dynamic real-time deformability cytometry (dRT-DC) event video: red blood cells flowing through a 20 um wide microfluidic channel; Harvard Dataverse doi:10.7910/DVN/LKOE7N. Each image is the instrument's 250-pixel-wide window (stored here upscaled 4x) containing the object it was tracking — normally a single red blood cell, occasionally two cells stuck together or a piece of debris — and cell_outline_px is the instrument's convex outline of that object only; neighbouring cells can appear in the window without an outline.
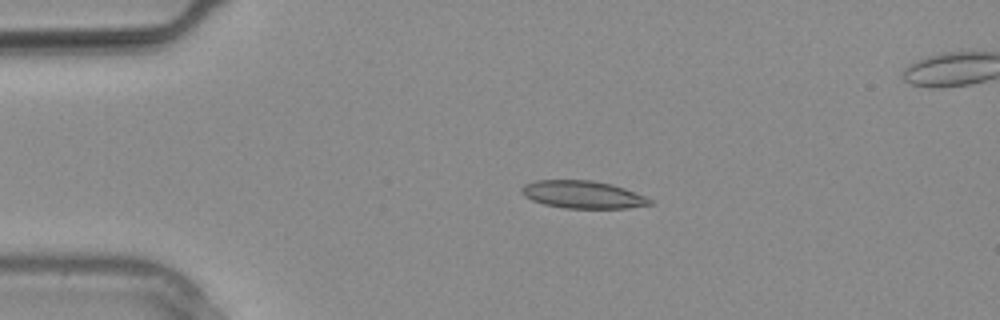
{"species": "common noctule bat (a hibernating species)", "species_latin": "Nyctalus noctula", "temperature_condition": "warm", "stored_images_in_passage": 10, "camera_frame_rate_fps": 3000, "um_per_image_px": 0.085, "animal": {"sex": "male", "body_mass_g": 20.4}, "frame": {"image": 1, "passage_image": 6, "time_ms": 1.667, "image_size_px": [1000, 320], "cell_outline_px": [[652, 204], [628, 208], [564, 208], [544, 204], [532, 200], [524, 196], [520, 192], [520, 188], [524, 184], [536, 180], [592, 180], [612, 184], [624, 188], [644, 196], [652, 200]], "centroid_in_image_um": [49.5, 16.53], "position_along_channel_um": 35.5, "area_um2": 20.63}}
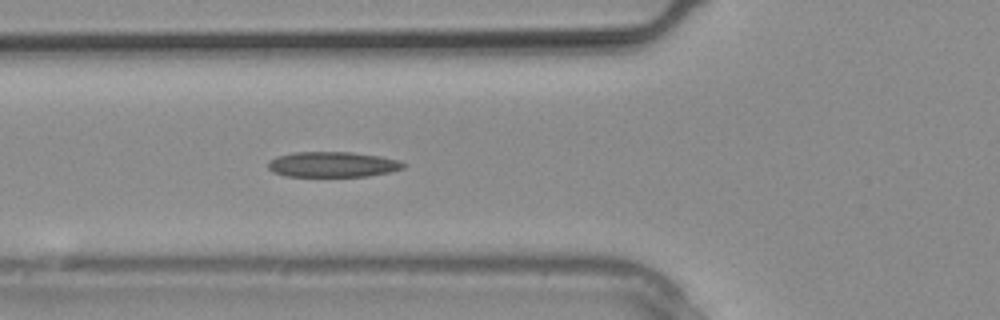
{"frame": {"image": 2, "passage_image": 10, "time_ms": 3.0, "image_size_px": [1000, 320], "cell_outline_px": [[408, 164], [404, 168], [388, 172], [368, 176], [284, 176], [272, 172], [268, 168], [268, 160], [276, 156], [292, 152], [352, 152], [380, 156], [400, 160]], "centroid_in_image_um": [28.26, 13.97], "position_along_channel_um": 97.5, "area_um2": 20.23}}